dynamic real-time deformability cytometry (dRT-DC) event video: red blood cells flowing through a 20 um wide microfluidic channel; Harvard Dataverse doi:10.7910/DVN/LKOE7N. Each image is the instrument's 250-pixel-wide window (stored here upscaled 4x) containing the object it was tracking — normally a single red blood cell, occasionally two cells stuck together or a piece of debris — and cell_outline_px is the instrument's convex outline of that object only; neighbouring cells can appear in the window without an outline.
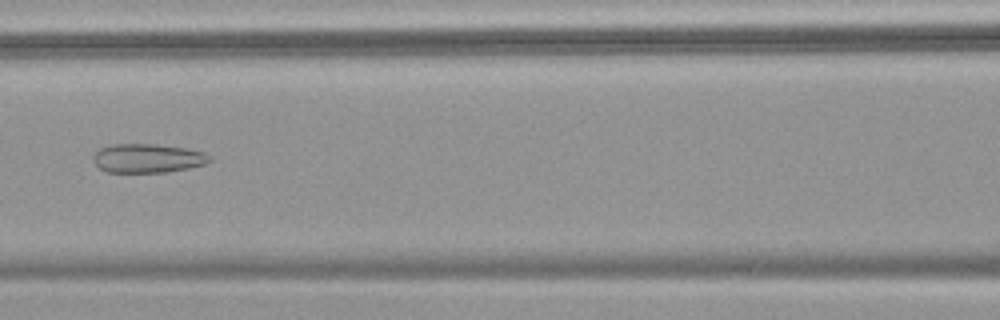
{"species": "common noctule bat (a hibernating species)", "species_latin": "Nyctalus noctula", "temperature_condition": "warm", "stored_images_in_passage": 49, "camera_frame_rate_fps": 3000, "um_per_image_px": 0.085, "animal": {"sex": "female", "body_mass_g": 18.4}, "frame": {"image": 1, "passage_image": 23, "time_ms": 7.333, "image_size_px": [1000, 320], "cell_outline_px": [[212, 160], [204, 164], [188, 168], [164, 172], [108, 172], [100, 168], [92, 160], [92, 156], [100, 148], [112, 144], [156, 144], [188, 148], [204, 152], [212, 156]], "centroid_in_image_um": [12.57, 13.44], "position_along_channel_um": 154.0, "area_um2": 19.71}}
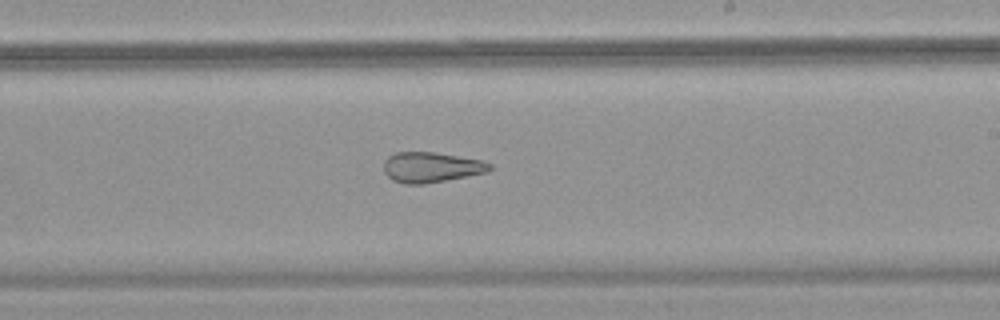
{"frame": {"image": 2, "passage_image": 30, "time_ms": 9.667, "image_size_px": [1000, 320], "cell_outline_px": [[492, 168], [488, 172], [424, 184], [408, 184], [392, 180], [384, 172], [384, 160], [388, 156], [396, 152], [432, 152], [484, 160], [492, 164]], "centroid_in_image_um": [36.66, 14.21], "position_along_channel_um": 252.3, "area_um2": 18.73}}
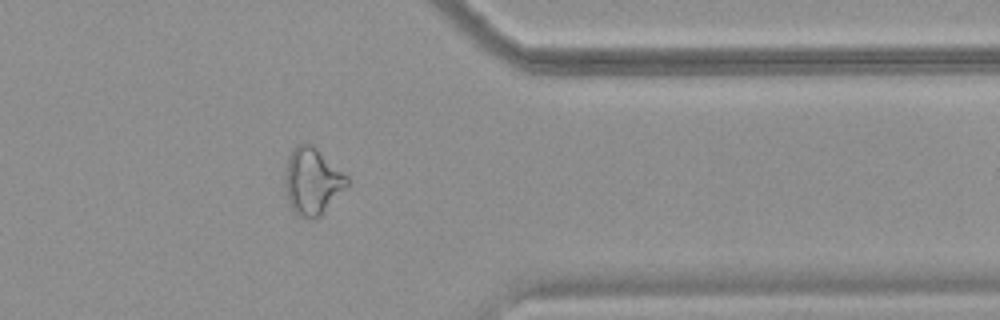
{"frame": {"image": 3, "passage_image": 40, "time_ms": 13.0, "image_size_px": [1000, 320], "cell_outline_px": [[352, 180], [320, 216], [312, 220], [296, 216], [284, 192], [284, 180], [288, 156], [292, 148], [296, 144], [312, 144], [348, 176]], "centroid_in_image_um": [26.53, 15.42], "position_along_channel_um": 384.9, "area_um2": 24.39}}